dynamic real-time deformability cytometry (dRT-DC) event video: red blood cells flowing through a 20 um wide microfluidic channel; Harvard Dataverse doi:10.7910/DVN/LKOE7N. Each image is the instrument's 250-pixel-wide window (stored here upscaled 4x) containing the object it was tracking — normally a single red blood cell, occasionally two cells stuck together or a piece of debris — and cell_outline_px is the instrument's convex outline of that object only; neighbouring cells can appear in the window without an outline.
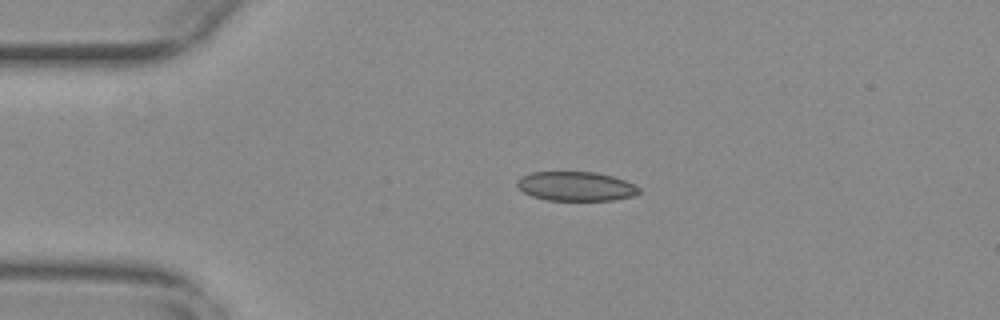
{"species": "common noctule bat (a hibernating species)", "species_latin": "Nyctalus noctula", "temperature_condition": "warm", "stored_images_in_passage": 37, "camera_frame_rate_fps": 3000, "um_per_image_px": 0.085, "animal": {"sex": "female", "body_mass_g": 29.2, "forearm_length_mm": 56.3}, "frame": {"image": 1, "passage_image": 1, "time_ms": 0.0, "image_size_px": [1000, 320], "cell_outline_px": [[640, 192], [632, 196], [612, 200], [548, 200], [532, 196], [524, 192], [516, 184], [516, 180], [520, 176], [532, 172], [596, 172], [612, 176], [624, 180], [640, 188]], "centroid_in_image_um": [48.92, 15.83], "position_along_channel_um": 36.1, "area_um2": 20.69}}
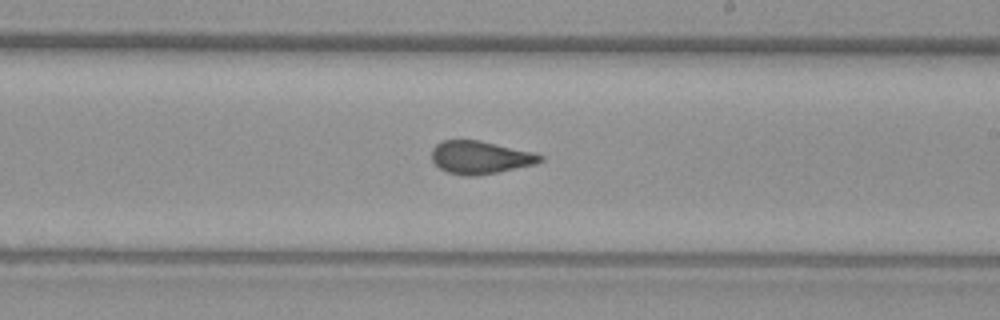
{"frame": {"image": 2, "passage_image": 21, "time_ms": 6.667, "image_size_px": [1000, 320], "cell_outline_px": [[544, 160], [536, 164], [476, 176], [464, 176], [448, 172], [440, 168], [432, 160], [432, 148], [436, 144], [444, 140], [480, 140], [532, 152], [544, 156]], "centroid_in_image_um": [40.82, 13.38], "position_along_channel_um": 248.2, "area_um2": 20.69}}
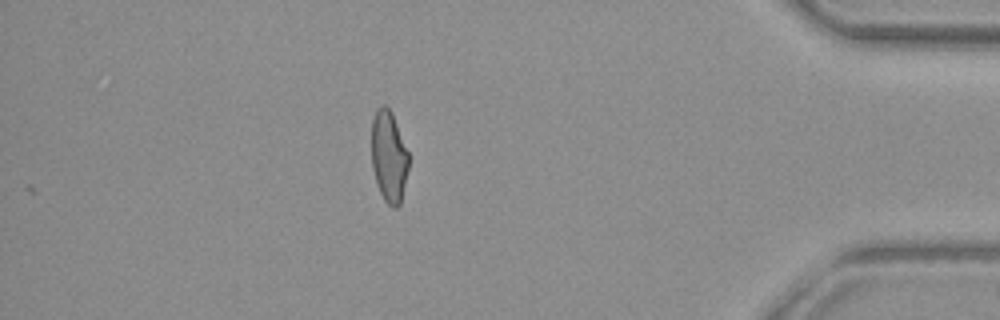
{"frame": {"image": 3, "passage_image": 37, "time_ms": 12.0, "image_size_px": [1000, 320], "cell_outline_px": [[408, 168], [400, 204], [396, 208], [392, 208], [384, 200], [376, 184], [372, 168], [372, 120], [376, 108], [380, 104], [384, 104], [392, 112], [408, 152]], "centroid_in_image_um": [33.03, 13.29], "position_along_channel_um": 402.2, "area_um2": 19.83}, "authors_computed_cell_mechanics": {"area_um2": 20.9236, "velocity_mm_per_s": 3.7369, "shape_relaxation_time_tau1_ms": null, "shape_relaxation_time_tau2_ms": 1.0196, "deformation_change_tau1": null, "deformation_change_tau2": 0.0721}}